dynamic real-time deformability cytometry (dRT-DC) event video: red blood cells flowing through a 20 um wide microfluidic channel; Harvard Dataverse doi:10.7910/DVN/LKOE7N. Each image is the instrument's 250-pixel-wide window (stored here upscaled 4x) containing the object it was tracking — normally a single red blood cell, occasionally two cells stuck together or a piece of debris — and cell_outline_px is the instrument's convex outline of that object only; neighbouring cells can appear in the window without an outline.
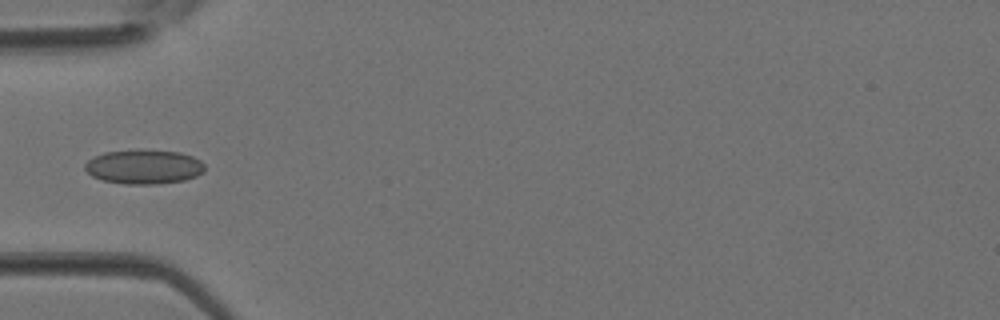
{"species": "Egyptian fruit bat (a non-hibernating species)", "species_latin": "Rousettus aegyptiacus", "temperature_condition": "room temperature", "stored_images_in_passage": 1, "camera_frame_rate_fps": 3000, "um_per_image_px": 0.085, "animal": {"sex": "female"}, "frame": {"image": 1, "passage_image": 1, "time_ms": 0.0, "image_size_px": [1000, 320], "cell_outline_px": [[204, 172], [196, 176], [184, 180], [156, 184], [124, 184], [104, 180], [92, 176], [84, 168], [84, 164], [88, 160], [104, 152], [136, 148], [180, 152], [192, 156], [200, 160], [204, 164]], "centroid_in_image_um": [12.23, 14.15], "position_along_channel_um": 72.8, "area_um2": 24.28}}